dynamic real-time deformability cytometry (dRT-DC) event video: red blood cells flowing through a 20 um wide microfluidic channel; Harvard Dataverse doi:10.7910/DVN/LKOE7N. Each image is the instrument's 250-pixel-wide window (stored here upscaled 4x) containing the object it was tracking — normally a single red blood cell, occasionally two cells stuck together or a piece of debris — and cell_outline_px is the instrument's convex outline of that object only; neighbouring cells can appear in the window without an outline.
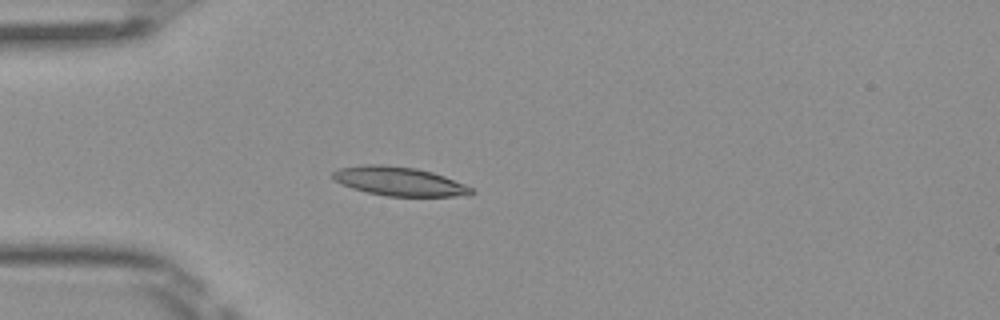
{"species": "Egyptian fruit bat (a non-hibernating species)", "species_latin": "Rousettus aegyptiacus", "temperature_condition": "room temperature", "stored_images_in_passage": 5, "camera_frame_rate_fps": 3000, "um_per_image_px": 0.085, "frame": {"image": 1, "passage_image": 5, "time_ms": 1.333, "image_size_px": [1000, 320], "cell_outline_px": [[476, 192], [472, 196], [388, 196], [368, 192], [352, 188], [336, 180], [332, 176], [332, 172], [340, 168], [364, 164], [380, 164], [416, 168], [432, 172], [444, 176], [464, 184], [472, 188]], "centroid_in_image_um": [33.99, 15.41], "position_along_channel_um": 51.0, "area_um2": 23.24}}